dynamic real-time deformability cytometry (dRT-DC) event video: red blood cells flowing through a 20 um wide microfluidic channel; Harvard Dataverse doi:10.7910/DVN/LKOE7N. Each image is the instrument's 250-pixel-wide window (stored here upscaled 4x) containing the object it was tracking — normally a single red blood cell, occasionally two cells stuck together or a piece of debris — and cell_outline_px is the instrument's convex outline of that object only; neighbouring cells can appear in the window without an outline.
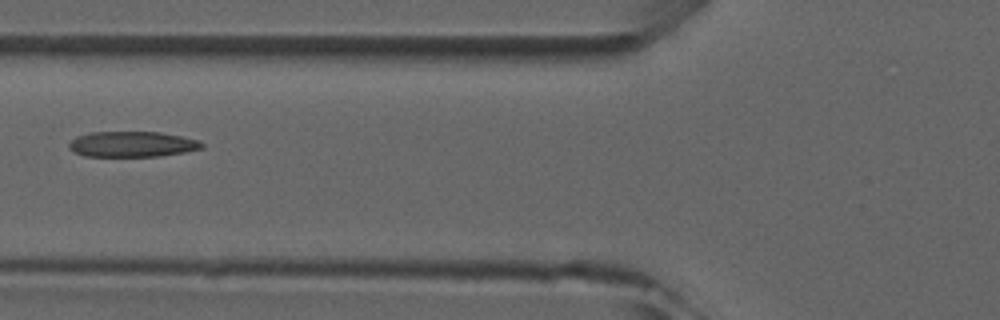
{"species": "common noctule bat (a hibernating species)", "species_latin": "Nyctalus noctula", "temperature_condition": "room temperature", "stored_images_in_passage": 6, "camera_frame_rate_fps": 3000, "um_per_image_px": 0.085, "animal": {"sex": "male", "forearm_length_mm": 52.5}, "frame": {"image": 1, "passage_image": 5, "time_ms": 5.333, "image_size_px": [1000, 320], "cell_outline_px": [[204, 148], [184, 152], [160, 156], [84, 156], [68, 148], [68, 144], [76, 136], [92, 132], [160, 132], [200, 140], [204, 144]], "centroid_in_image_um": [11.25, 12.25], "position_along_channel_um": 114.5, "area_um2": 19.77}}
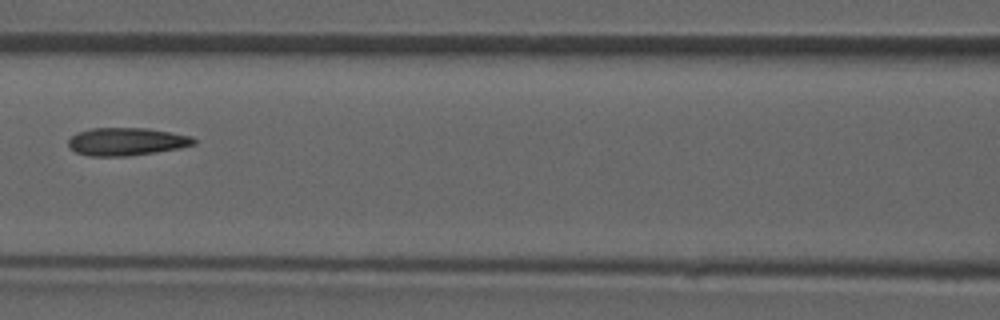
{"frame": {"image": 2, "passage_image": 6, "time_ms": 6.333, "image_size_px": [1000, 320], "cell_outline_px": [[196, 144], [180, 148], [128, 156], [88, 156], [76, 152], [68, 144], [68, 140], [76, 132], [92, 128], [148, 128], [192, 136], [196, 140]], "centroid_in_image_um": [10.76, 12.03], "position_along_channel_um": 155.8, "area_um2": 20.35}}